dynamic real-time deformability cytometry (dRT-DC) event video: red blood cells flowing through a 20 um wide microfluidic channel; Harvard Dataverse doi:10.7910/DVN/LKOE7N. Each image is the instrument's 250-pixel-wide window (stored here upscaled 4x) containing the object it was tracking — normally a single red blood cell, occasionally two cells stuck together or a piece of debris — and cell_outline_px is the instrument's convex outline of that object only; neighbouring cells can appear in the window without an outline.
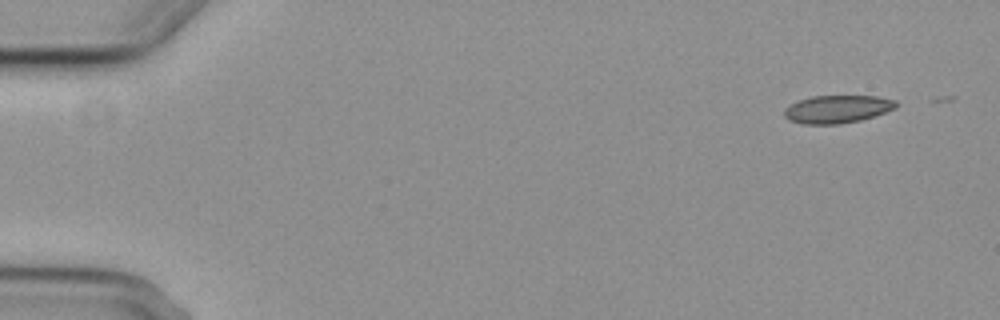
{"species": "common noctule bat (a hibernating species)", "species_latin": "Nyctalus noctula", "temperature_condition": "cold", "stored_images_in_passage": 5, "segment_of_instrument_passage": [2, 2], "camera_frame_rate_fps": 3000, "um_per_image_px": 0.085, "animal": {"sex": "female", "body_mass_g": 29.2, "forearm_length_mm": 56.3}, "frame": {"image": 1, "passage_image": 5, "time_ms": 6.333, "image_size_px": [1000, 320], "cell_outline_px": [[896, 108], [860, 120], [840, 124], [804, 124], [788, 120], [784, 116], [784, 108], [800, 100], [812, 96], [876, 96], [896, 100]], "centroid_in_image_um": [71.14, 9.28], "position_along_channel_um": 13.9, "area_um2": 17.98}}